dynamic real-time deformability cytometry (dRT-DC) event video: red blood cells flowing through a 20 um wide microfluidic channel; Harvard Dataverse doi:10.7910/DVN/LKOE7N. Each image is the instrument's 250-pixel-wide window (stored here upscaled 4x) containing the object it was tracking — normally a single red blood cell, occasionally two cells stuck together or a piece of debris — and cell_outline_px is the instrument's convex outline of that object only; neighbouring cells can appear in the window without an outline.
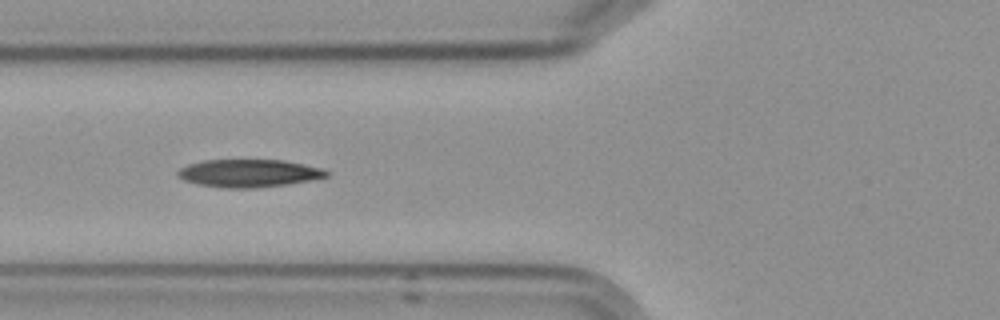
{"species": "Egyptian fruit bat (a non-hibernating species)", "species_latin": "Rousettus aegyptiacus", "temperature_condition": "cold", "stored_images_in_passage": 14, "camera_frame_rate_fps": 3000, "um_per_image_px": 0.085, "frame": {"image": 1, "passage_image": 5, "time_ms": 5.667, "image_size_px": [1000, 320], "cell_outline_px": [[328, 176], [288, 184], [256, 188], [228, 188], [196, 184], [184, 180], [176, 176], [176, 172], [180, 168], [188, 164], [204, 160], [284, 160], [324, 168], [328, 172]], "centroid_in_image_um": [21.12, 14.72], "position_along_channel_um": 104.7, "area_um2": 24.1}}
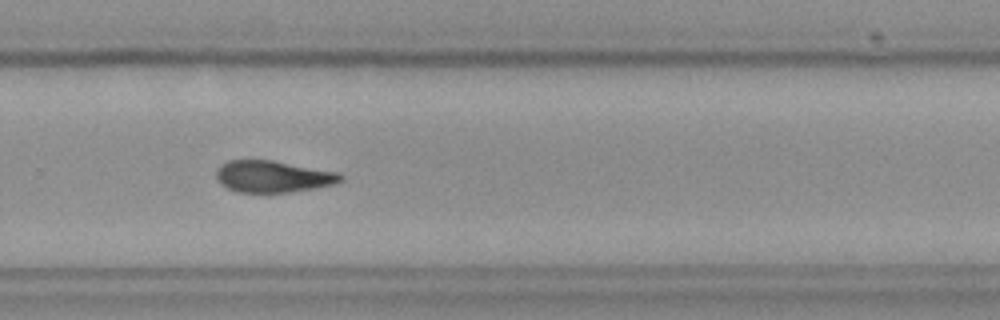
{"frame": {"image": 2, "passage_image": 10, "time_ms": 11.333, "image_size_px": [1000, 320], "cell_outline_px": [[344, 180], [336, 184], [316, 188], [288, 192], [240, 192], [228, 188], [220, 184], [216, 176], [216, 172], [220, 164], [228, 160], [272, 160], [340, 172], [344, 176]], "centroid_in_image_um": [23.25, 15.0], "position_along_channel_um": 306.6, "area_um2": 23.18}}
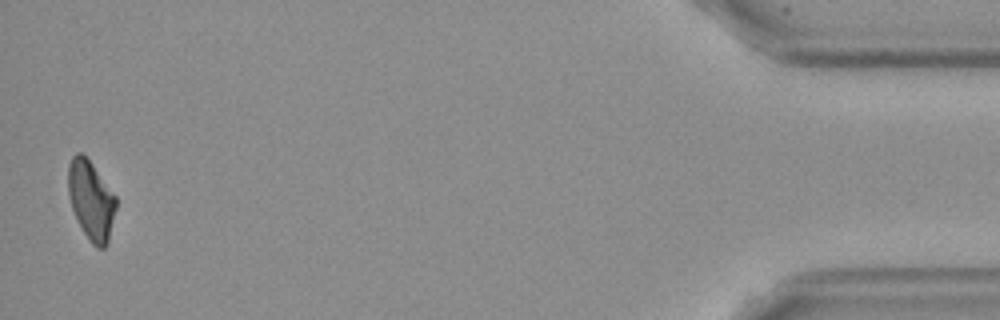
{"frame": {"image": 3, "passage_image": 14, "time_ms": 17.0, "image_size_px": [1000, 320], "cell_outline_px": [[116, 208], [108, 244], [104, 248], [96, 248], [92, 244], [84, 232], [72, 208], [68, 192], [68, 164], [72, 156], [76, 152], [80, 152], [92, 164], [116, 196]], "centroid_in_image_um": [7.75, 17.02], "position_along_channel_um": 427.5, "area_um2": 21.85}}